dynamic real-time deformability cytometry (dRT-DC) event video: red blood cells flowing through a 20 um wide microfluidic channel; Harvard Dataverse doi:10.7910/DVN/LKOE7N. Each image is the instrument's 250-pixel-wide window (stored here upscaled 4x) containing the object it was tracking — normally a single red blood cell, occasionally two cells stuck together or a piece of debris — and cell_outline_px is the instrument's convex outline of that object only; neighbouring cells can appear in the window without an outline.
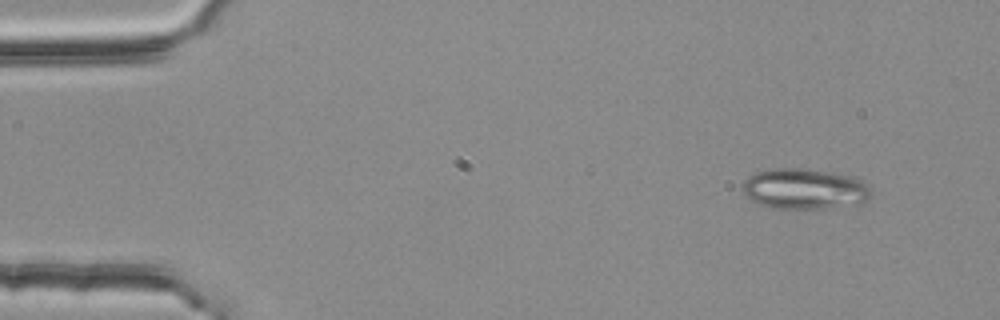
{"species": "common noctule bat (a hibernating species)", "species_latin": "Nyctalus noctula", "temperature_condition": "room temperature", "stored_images_in_passage": 5, "camera_frame_rate_fps": 3000, "um_per_image_px": 0.085, "animal": {"sex": "female", "body_mass_g": 25.1}, "frame": {"image": 1, "passage_image": 1, "time_ms": 0.0, "image_size_px": [1000, 320], "cell_outline_px": [[872, 192], [868, 200], [860, 204], [824, 208], [772, 208], [748, 200], [744, 192], [744, 180], [748, 176], [756, 172], [776, 168], [800, 168], [832, 172], [852, 176], [864, 180], [868, 184]], "centroid_in_image_um": [68.42, 16.05], "position_along_channel_um": 16.6, "area_um2": 30.63}}